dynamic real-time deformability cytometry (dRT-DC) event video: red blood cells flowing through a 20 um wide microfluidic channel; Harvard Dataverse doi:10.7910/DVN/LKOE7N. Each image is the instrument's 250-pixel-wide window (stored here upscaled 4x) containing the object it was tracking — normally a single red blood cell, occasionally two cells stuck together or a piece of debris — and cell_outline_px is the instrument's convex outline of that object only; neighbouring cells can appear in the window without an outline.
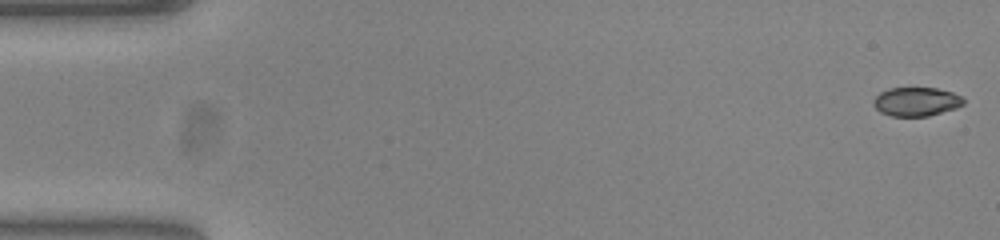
{"species": "common noctule bat (a hibernating species)", "species_latin": "Nyctalus noctula", "temperature_condition": "warm", "stored_images_in_passage": 11, "camera_frame_rate_fps": 3000, "um_per_image_px": 0.085, "animal": {"sex": "female", "body_mass_g": 23.0, "forearm_length_mm": 53.4}, "frame": {"image": 1, "passage_image": 1, "time_ms": 0.0, "image_size_px": [1000, 240], "cell_outline_px": [[964, 104], [956, 108], [928, 116], [892, 116], [880, 112], [872, 104], [872, 100], [880, 92], [888, 88], [936, 88], [952, 92], [960, 96], [964, 100]], "centroid_in_image_um": [77.86, 8.64], "position_along_channel_um": 7.1, "area_um2": 15.14}}